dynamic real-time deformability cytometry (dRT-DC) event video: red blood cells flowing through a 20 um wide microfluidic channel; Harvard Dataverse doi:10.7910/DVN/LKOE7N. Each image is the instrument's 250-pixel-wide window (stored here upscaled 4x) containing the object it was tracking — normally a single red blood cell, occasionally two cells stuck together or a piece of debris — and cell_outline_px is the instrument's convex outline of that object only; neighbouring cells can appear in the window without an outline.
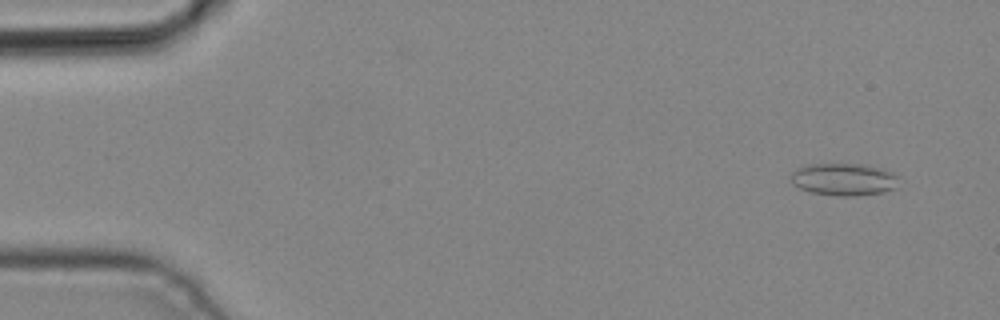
{"species": "common noctule bat (a hibernating species)", "species_latin": "Nyctalus noctula", "temperature_condition": "cold", "stored_images_in_passage": 3, "camera_frame_rate_fps": 3000, "um_per_image_px": 0.085, "animal": {"sex": "male", "body_mass_g": 19.2, "forearm_length_mm": 51.8}, "frame": {"image": 1, "passage_image": 1, "time_ms": 0.0, "image_size_px": [1000, 320], "cell_outline_px": [[900, 176], [896, 188], [880, 192], [852, 196], [840, 196], [812, 192], [800, 188], [792, 184], [792, 172], [804, 164], [864, 164], [880, 168], [892, 172]], "centroid_in_image_um": [71.74, 15.23], "position_along_channel_um": 13.3, "area_um2": 20.29}}